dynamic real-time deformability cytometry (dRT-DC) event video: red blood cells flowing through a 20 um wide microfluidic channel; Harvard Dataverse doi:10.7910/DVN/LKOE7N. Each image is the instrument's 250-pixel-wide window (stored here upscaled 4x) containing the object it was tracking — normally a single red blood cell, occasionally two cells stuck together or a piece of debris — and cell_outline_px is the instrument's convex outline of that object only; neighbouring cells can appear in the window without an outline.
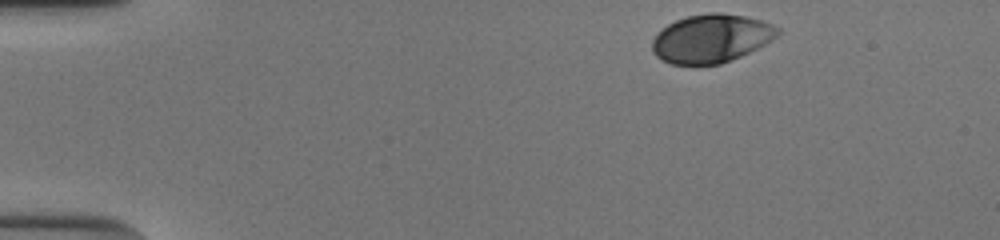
{"species": "human", "species_latin": "Homo sapiens", "temperature_condition": "cold", "stored_images_in_passage": 38, "camera_frame_rate_fps": 3000, "um_per_image_px": 0.085, "donor": {"sex": "male"}, "frame": {"image": 1, "passage_image": 1, "time_ms": 0.0, "image_size_px": [1000, 240], "cell_outline_px": [[780, 32], [772, 40], [740, 56], [720, 64], [672, 64], [660, 60], [652, 52], [652, 40], [668, 24], [676, 20], [688, 16], [712, 12], [720, 12], [744, 16], [760, 20], [772, 24], [780, 28]], "centroid_in_image_um": [60.45, 3.27], "position_along_channel_um": 24.6, "area_um2": 35.08}}
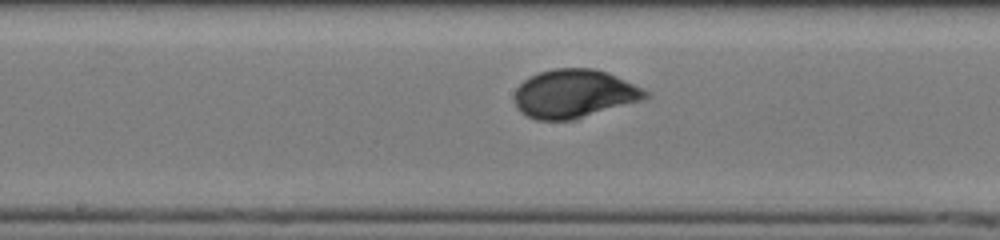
{"frame": {"image": 2, "passage_image": 22, "time_ms": 7.0, "image_size_px": [1000, 240], "cell_outline_px": [[652, 96], [644, 100], [572, 120], [536, 120], [520, 112], [516, 108], [512, 96], [516, 88], [524, 80], [540, 72], [556, 68], [592, 68], [608, 72], [644, 88], [652, 92]], "centroid_in_image_um": [48.84, 7.97], "position_along_channel_um": 199.4, "area_um2": 37.45}}
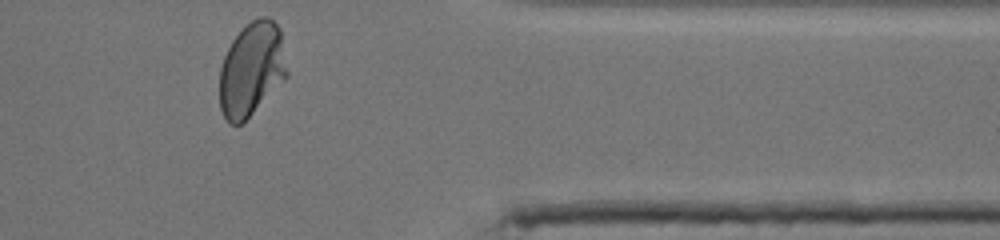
{"frame": {"image": 3, "passage_image": 38, "time_ms": 12.333, "image_size_px": [1000, 240], "cell_outline_px": [[288, 76], [240, 124], [228, 124], [220, 108], [220, 68], [224, 56], [232, 40], [252, 20], [260, 16], [268, 16], [280, 28], [288, 72]], "centroid_in_image_um": [21.39, 5.87], "position_along_channel_um": 390.0, "area_um2": 36.47}, "authors_computed_cell_mechanics": {"area_um2": 36.1828, "velocity_mm_per_s": 3.8416, "shape_relaxation_time_tau1_ms": 2.7347, "shape_relaxation_time_tau2_ms": null, "deformation_change_tau1": 0.1347, "deformation_change_tau2": null}}